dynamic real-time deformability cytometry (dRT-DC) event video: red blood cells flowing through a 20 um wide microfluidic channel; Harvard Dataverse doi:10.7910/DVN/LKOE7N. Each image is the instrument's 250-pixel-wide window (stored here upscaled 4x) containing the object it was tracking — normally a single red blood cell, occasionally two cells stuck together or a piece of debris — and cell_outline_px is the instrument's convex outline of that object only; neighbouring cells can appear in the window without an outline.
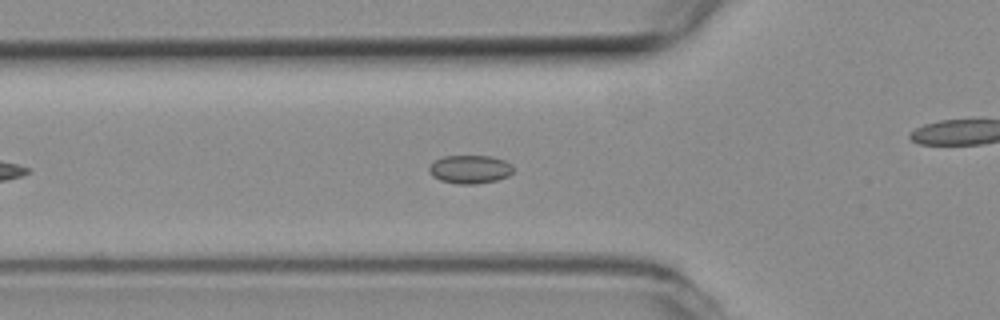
{"species": "common noctule bat (a hibernating species)", "species_latin": "Nyctalus noctula", "temperature_condition": "room temperature", "stored_images_in_passage": 45, "camera_frame_rate_fps": 3000, "um_per_image_px": 0.085, "animal": {"sex": "female", "body_mass_g": 19.3, "forearm_length_mm": 54.1}, "frame": {"image": 1, "passage_image": 9, "time_ms": 2.667, "image_size_px": [1000, 320], "cell_outline_px": [[516, 168], [508, 176], [496, 180], [476, 184], [456, 184], [440, 180], [432, 176], [428, 172], [428, 164], [444, 156], [492, 156], [504, 160], [512, 164]], "centroid_in_image_um": [39.94, 14.39], "position_along_channel_um": 85.9, "area_um2": 14.16}}
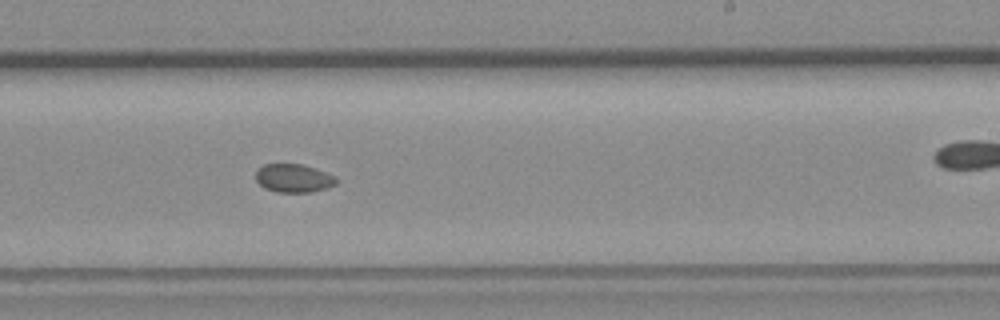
{"frame": {"image": 2, "passage_image": 23, "time_ms": 7.333, "image_size_px": [1000, 320], "cell_outline_px": [[340, 180], [336, 184], [328, 188], [312, 192], [276, 192], [264, 188], [256, 180], [256, 172], [264, 164], [300, 164], [316, 168], [336, 176]], "centroid_in_image_um": [25.01, 15.15], "position_along_channel_um": 264.0, "area_um2": 13.47}}
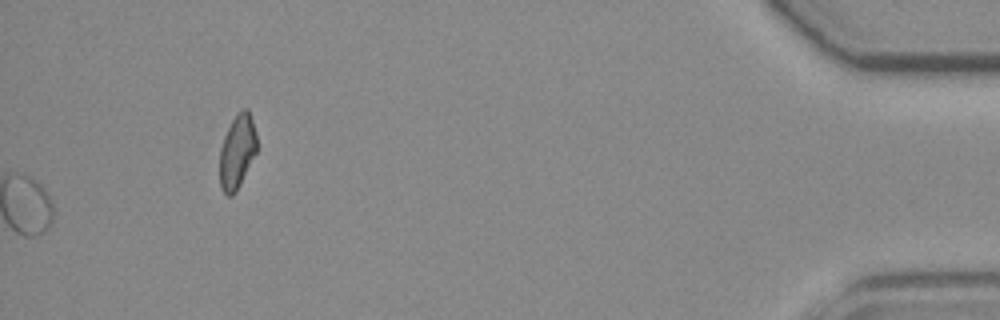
{"frame": {"image": 3, "passage_image": 45, "time_ms": 14.667, "image_size_px": [1000, 320], "cell_outline_px": [[256, 152], [236, 192], [232, 196], [228, 196], [220, 188], [220, 148], [224, 136], [236, 112], [244, 108], [248, 108], [256, 132]], "centroid_in_image_um": [20.15, 12.87], "position_along_channel_um": 415.1, "area_um2": 15.95}, "authors_computed_cell_mechanics": {"area_um2": 14.2188, "velocity_mm_per_s": 3.8196, "shape_relaxation_time_tau1_ms": null, "shape_relaxation_time_tau2_ms": 1.8612, "deformation_change_tau1": null, "deformation_change_tau2": 0.0282}}